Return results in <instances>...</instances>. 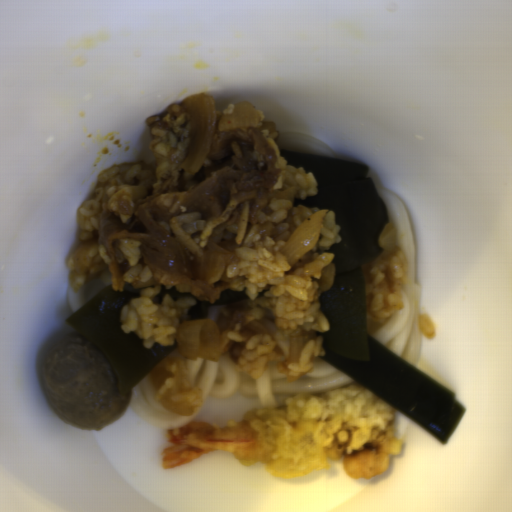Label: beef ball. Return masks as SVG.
I'll list each match as a JSON object with an SVG mask.
<instances>
[{"mask_svg": "<svg viewBox=\"0 0 512 512\" xmlns=\"http://www.w3.org/2000/svg\"><path fill=\"white\" fill-rule=\"evenodd\" d=\"M40 381L58 416L86 430H99L121 419L132 397V388L120 394L109 359L79 332L52 345L41 364Z\"/></svg>", "mask_w": 512, "mask_h": 512, "instance_id": "obj_1", "label": "beef ball"}]
</instances>
